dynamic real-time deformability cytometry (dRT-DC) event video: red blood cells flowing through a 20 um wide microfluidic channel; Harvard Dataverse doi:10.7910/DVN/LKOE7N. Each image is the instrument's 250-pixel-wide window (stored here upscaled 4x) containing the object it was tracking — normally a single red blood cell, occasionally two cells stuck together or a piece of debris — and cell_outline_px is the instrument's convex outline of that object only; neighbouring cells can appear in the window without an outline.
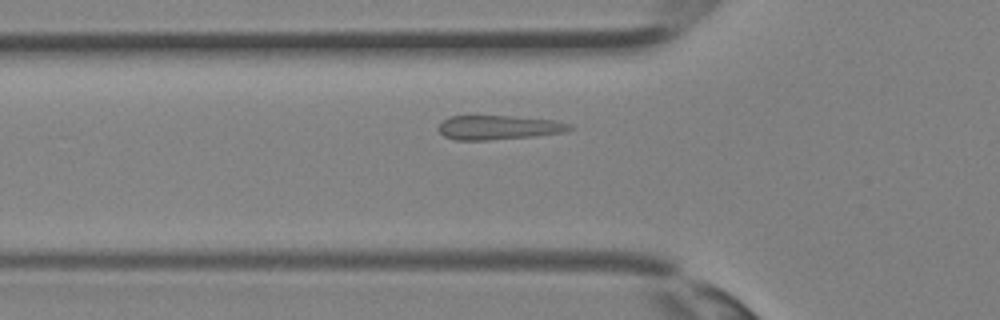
{"species": "Egyptian fruit bat (a non-hibernating species)", "species_latin": "Rousettus aegyptiacus", "temperature_condition": "room temperature", "stored_images_in_passage": 25, "camera_frame_rate_fps": 3000, "um_per_image_px": 0.085, "animal": {"sex": "female"}, "frame": {"image": 1, "passage_image": 2, "time_ms": 0.333, "image_size_px": [1000, 320], "cell_outline_px": [[576, 128], [564, 132], [536, 136], [488, 140], [456, 140], [444, 136], [440, 132], [440, 124], [448, 116], [512, 116], [556, 120], [568, 124]], "centroid_in_image_um": [42.42, 10.83], "position_along_channel_um": 83.4, "area_um2": 18.5}}
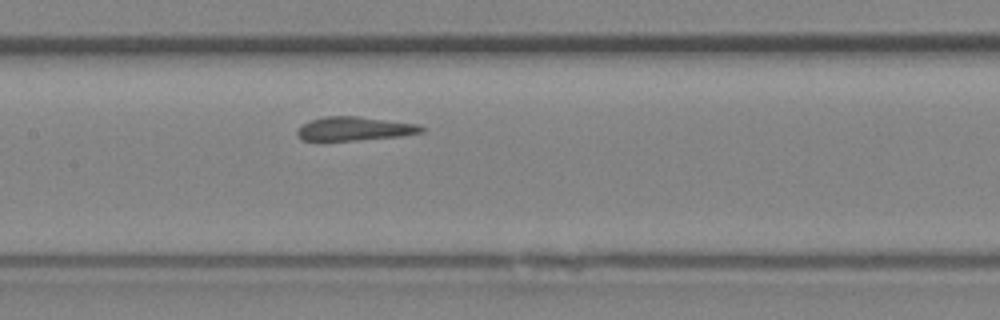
{"frame": {"image": 2, "passage_image": 7, "time_ms": 2.0, "image_size_px": [1000, 320], "cell_outline_px": [[424, 132], [400, 136], [356, 140], [300, 140], [296, 136], [296, 132], [308, 120], [324, 116], [360, 116], [420, 124], [424, 128]], "centroid_in_image_um": [30.14, 10.93], "position_along_channel_um": 177.3, "area_um2": 17.34}}
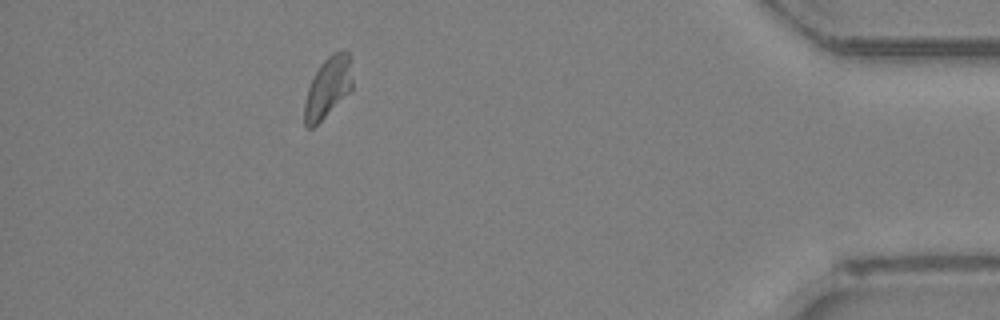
{"frame": {"image": 3, "passage_image": 22, "time_ms": 7.0, "image_size_px": [1000, 320], "cell_outline_px": [[352, 88], [312, 128], [308, 128], [304, 124], [304, 104], [308, 88], [320, 64], [332, 52], [348, 52], [352, 80]], "centroid_in_image_um": [27.84, 7.42], "position_along_channel_um": 407.4, "area_um2": 16.24}}